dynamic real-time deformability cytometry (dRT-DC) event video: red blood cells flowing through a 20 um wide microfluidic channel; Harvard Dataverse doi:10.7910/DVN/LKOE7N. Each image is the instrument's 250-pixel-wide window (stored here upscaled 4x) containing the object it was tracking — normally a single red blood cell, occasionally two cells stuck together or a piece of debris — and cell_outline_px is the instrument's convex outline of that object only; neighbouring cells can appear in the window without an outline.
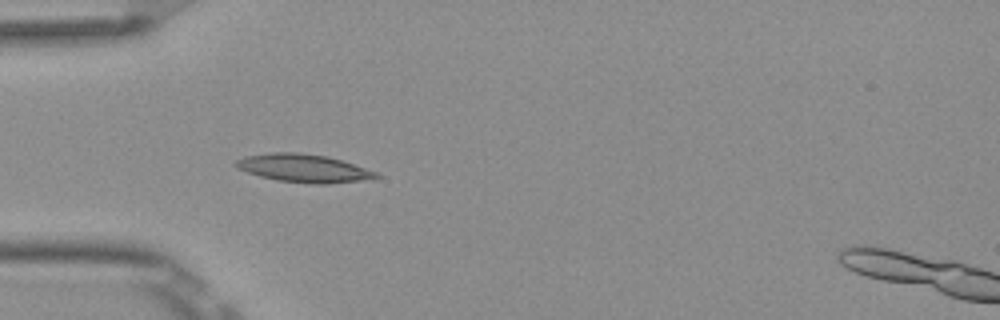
{"species": "Egyptian fruit bat (a non-hibernating species)", "species_latin": "Rousettus aegyptiacus", "temperature_condition": "room temperature", "stored_images_in_passage": 5, "camera_frame_rate_fps": 3000, "um_per_image_px": 0.085, "frame": {"image": 1, "passage_image": 5, "time_ms": 1.333, "image_size_px": [1000, 320], "cell_outline_px": [[380, 176], [360, 180], [328, 184], [316, 184], [276, 180], [260, 176], [236, 168], [236, 160], [244, 156], [272, 152], [296, 152], [324, 156], [340, 160], [380, 172]], "centroid_in_image_um": [25.79, 14.3], "position_along_channel_um": 59.2, "area_um2": 22.72}}